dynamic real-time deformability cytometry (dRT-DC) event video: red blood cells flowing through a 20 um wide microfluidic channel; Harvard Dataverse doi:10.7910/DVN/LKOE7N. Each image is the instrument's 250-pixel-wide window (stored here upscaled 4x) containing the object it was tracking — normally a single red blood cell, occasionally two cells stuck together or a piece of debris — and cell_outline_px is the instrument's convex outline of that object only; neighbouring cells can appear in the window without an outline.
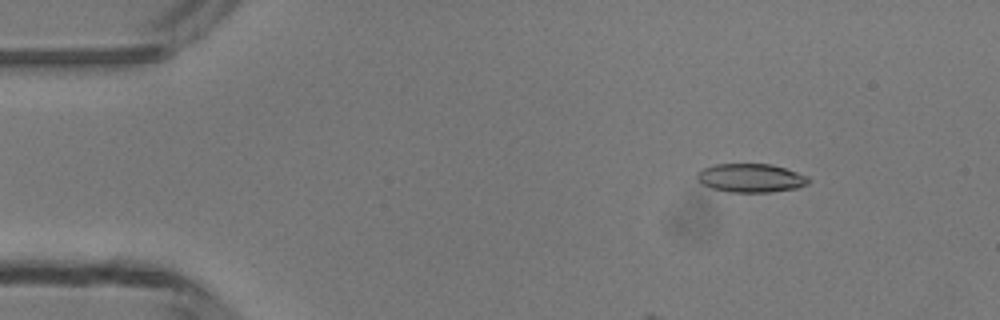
{"species": "common noctule bat (a hibernating species)", "species_latin": "Nyctalus noctula", "temperature_condition": "room temperature", "stored_images_in_passage": 3, "camera_frame_rate_fps": 3000, "um_per_image_px": 0.085, "animal": {"sex": "male", "body_mass_g": 13.3}, "frame": {"image": 1, "passage_image": 2, "time_ms": 1.0, "image_size_px": [1000, 320], "cell_outline_px": [[812, 180], [808, 184], [800, 188], [772, 192], [728, 192], [712, 188], [696, 180], [696, 172], [704, 168], [716, 164], [772, 164], [808, 176]], "centroid_in_image_um": [63.85, 15.13], "position_along_channel_um": 21.2, "area_um2": 18.79}}